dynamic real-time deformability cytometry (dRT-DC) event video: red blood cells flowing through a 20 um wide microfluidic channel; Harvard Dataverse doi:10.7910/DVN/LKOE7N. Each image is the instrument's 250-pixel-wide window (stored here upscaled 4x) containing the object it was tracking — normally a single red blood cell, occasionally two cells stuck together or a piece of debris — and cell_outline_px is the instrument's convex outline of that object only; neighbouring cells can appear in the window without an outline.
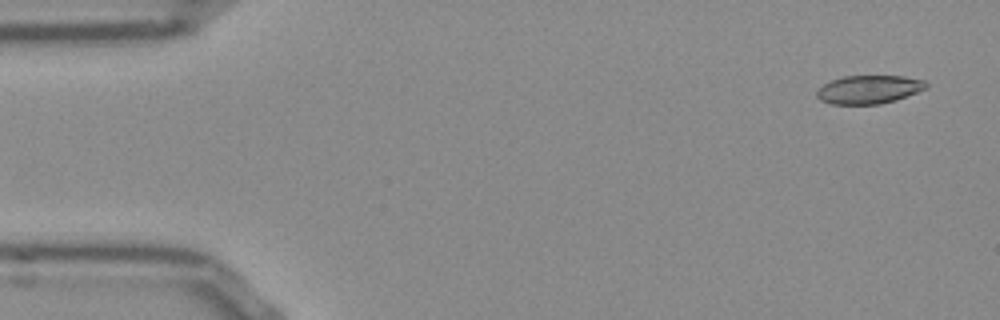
{"species": "Egyptian fruit bat (a non-hibernating species)", "species_latin": "Rousettus aegyptiacus", "temperature_condition": "room temperature", "stored_images_in_passage": 16, "camera_frame_rate_fps": 3000, "um_per_image_px": 0.085, "frame": {"image": 1, "passage_image": 3, "time_ms": 0.667, "image_size_px": [1000, 320], "cell_outline_px": [[928, 88], [896, 100], [880, 104], [832, 104], [820, 100], [816, 96], [816, 88], [832, 80], [844, 76], [904, 76], [924, 80], [928, 84]], "centroid_in_image_um": [73.85, 7.6], "position_along_channel_um": 11.1, "area_um2": 18.21}}
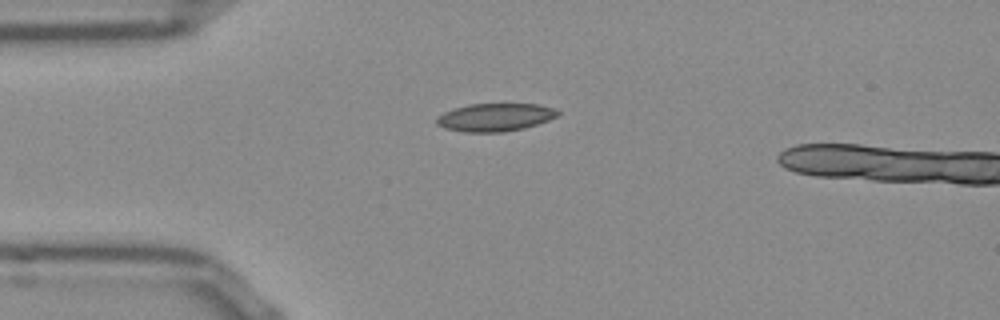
{"frame": {"image": 2, "passage_image": 13, "time_ms": 4.0, "image_size_px": [1000, 320], "cell_outline_px": [[560, 112], [556, 116], [548, 120], [524, 128], [504, 132], [464, 132], [444, 128], [436, 124], [436, 116], [452, 108], [468, 104], [540, 104], [556, 108]], "centroid_in_image_um": [42.06, 9.96], "position_along_channel_um": 42.9, "area_um2": 19.88}}